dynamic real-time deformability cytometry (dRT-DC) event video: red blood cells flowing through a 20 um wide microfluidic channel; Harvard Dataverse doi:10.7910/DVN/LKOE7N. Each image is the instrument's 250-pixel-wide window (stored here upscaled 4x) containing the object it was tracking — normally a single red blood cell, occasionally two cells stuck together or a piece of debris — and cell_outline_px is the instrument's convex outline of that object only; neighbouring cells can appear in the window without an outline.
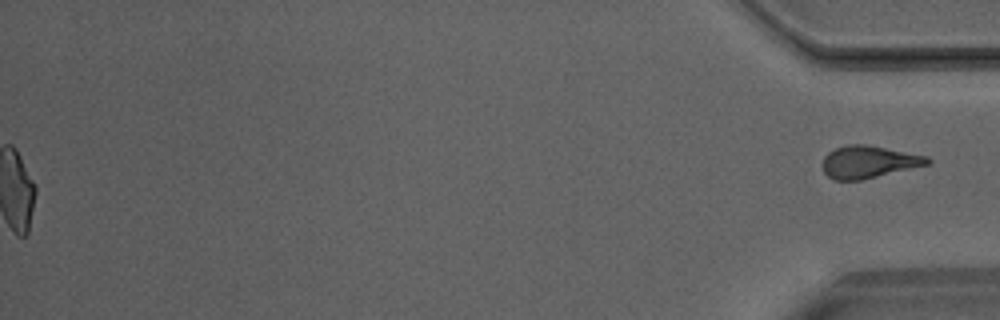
{"species": "Egyptian fruit bat (a non-hibernating species)", "species_latin": "Rousettus aegyptiacus", "temperature_condition": "room temperature", "stored_images_in_passage": 42, "segment_of_instrument_passage": [2, 2], "camera_frame_rate_fps": 3000, "um_per_image_px": 0.085, "animal": {"sex": "male"}, "frame": {"image": 1, "passage_image": 42, "time_ms": 13.667, "image_size_px": [1000, 320], "cell_outline_px": [[932, 164], [860, 180], [832, 180], [824, 172], [820, 164], [824, 156], [828, 152], [836, 148], [848, 144], [864, 144], [928, 156], [932, 160]], "centroid_in_image_um": [73.83, 13.77], "position_along_channel_um": 361.4, "area_um2": 19.94}}